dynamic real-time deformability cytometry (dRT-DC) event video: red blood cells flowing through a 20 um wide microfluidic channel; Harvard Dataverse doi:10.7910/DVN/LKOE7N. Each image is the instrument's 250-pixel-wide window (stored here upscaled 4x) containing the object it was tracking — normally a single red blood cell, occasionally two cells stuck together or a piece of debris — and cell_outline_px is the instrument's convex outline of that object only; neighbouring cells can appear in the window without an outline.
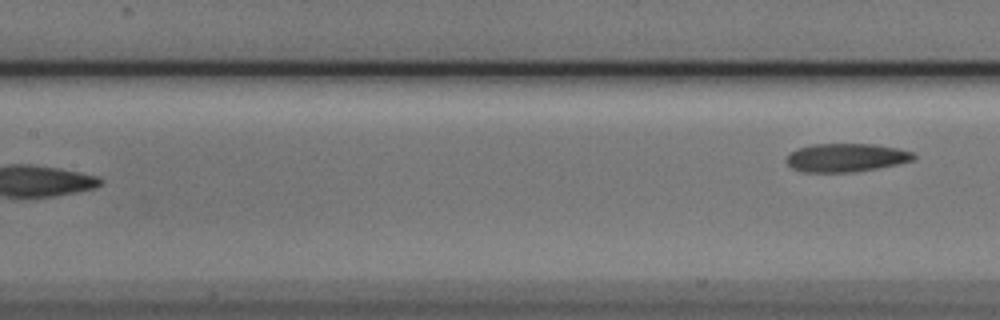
{"species": "Egyptian fruit bat (a non-hibernating species)", "species_latin": "Rousettus aegyptiacus", "temperature_condition": "cold", "stored_images_in_passage": 7, "segment_of_instrument_passage": [2, 2], "camera_frame_rate_fps": 3000, "um_per_image_px": 0.085, "animal": {"sex": "male"}, "frame": {"image": 1, "passage_image": 7, "time_ms": 2.0, "image_size_px": [1000, 320], "cell_outline_px": [[916, 160], [856, 172], [804, 172], [792, 168], [784, 160], [796, 148], [812, 144], [876, 144], [896, 148], [912, 152], [916, 156]], "centroid_in_image_um": [71.91, 13.4], "position_along_channel_um": 135.5, "area_um2": 21.1}}